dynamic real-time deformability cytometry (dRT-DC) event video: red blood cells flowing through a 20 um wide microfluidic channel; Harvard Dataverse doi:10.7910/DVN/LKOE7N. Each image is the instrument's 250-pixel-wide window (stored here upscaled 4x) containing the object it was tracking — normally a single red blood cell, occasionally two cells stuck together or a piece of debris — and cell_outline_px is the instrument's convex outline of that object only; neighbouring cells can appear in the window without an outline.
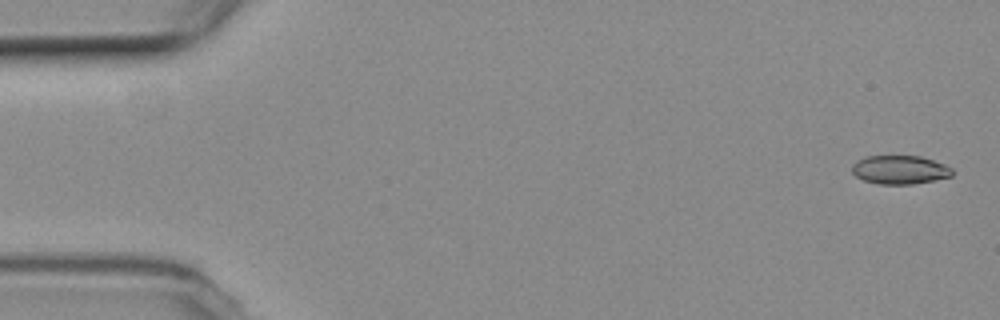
{"species": "common noctule bat (a hibernating species)", "species_latin": "Nyctalus noctula", "temperature_condition": "room temperature", "stored_images_in_passage": 50, "camera_frame_rate_fps": 3000, "um_per_image_px": 0.085, "animal": {"sex": "female", "body_mass_g": 19.3, "forearm_length_mm": 54.1}, "frame": {"image": 1, "passage_image": 2, "time_ms": 0.333, "image_size_px": [1000, 320], "cell_outline_px": [[952, 176], [912, 184], [880, 184], [864, 180], [856, 176], [852, 172], [852, 164], [856, 160], [864, 156], [920, 156], [944, 164], [952, 168]], "centroid_in_image_um": [76.45, 14.42], "position_along_channel_um": 8.6, "area_um2": 16.65}}
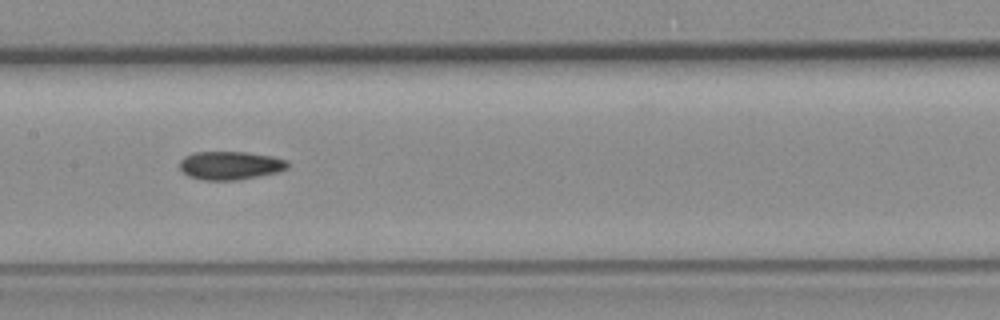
{"frame": {"image": 2, "passage_image": 27, "time_ms": 8.667, "image_size_px": [1000, 320], "cell_outline_px": [[288, 168], [276, 172], [236, 180], [204, 180], [188, 176], [180, 168], [180, 160], [184, 156], [192, 152], [248, 152], [272, 156], [288, 160]], "centroid_in_image_um": [19.55, 14.05], "position_along_channel_um": 187.8, "area_um2": 17.8}}
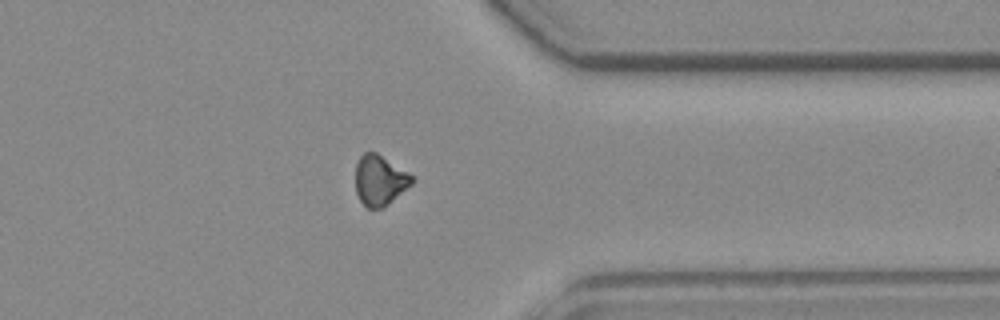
{"frame": {"image": 3, "passage_image": 43, "time_ms": 14.0, "image_size_px": [1000, 320], "cell_outline_px": [[416, 180], [412, 184], [384, 208], [368, 208], [360, 200], [356, 192], [356, 164], [360, 156], [364, 152], [376, 152], [408, 172]], "centroid_in_image_um": [32.29, 15.33], "position_along_channel_um": 379.1, "area_um2": 16.53}}